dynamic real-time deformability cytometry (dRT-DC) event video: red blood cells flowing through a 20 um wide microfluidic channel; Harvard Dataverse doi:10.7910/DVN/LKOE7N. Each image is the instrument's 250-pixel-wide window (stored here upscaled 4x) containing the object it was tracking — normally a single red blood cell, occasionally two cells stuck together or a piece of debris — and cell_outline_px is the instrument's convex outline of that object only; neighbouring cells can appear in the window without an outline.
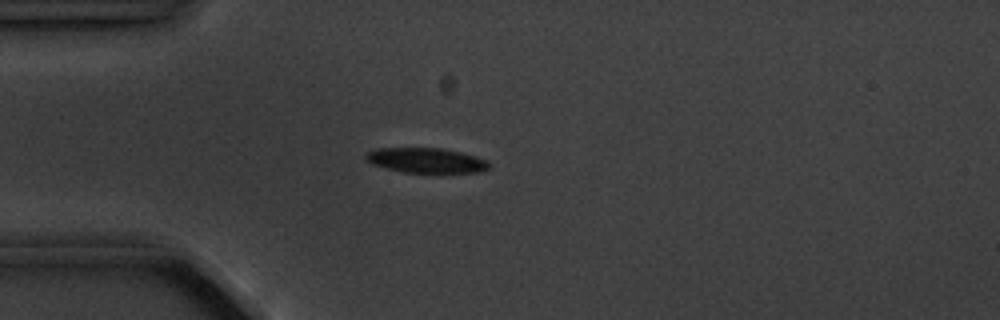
{"species": "common noctule bat (a hibernating species)", "species_latin": "Nyctalus noctula", "temperature_condition": "cold", "stored_images_in_passage": 3, "camera_frame_rate_fps": 3000, "um_per_image_px": 0.085, "animal": {"sex": "male", "body_mass_g": 20.1, "forearm_length_mm": 53.5}, "frame": {"image": 1, "passage_image": 3, "time_ms": 3.333, "image_size_px": [1000, 320], "cell_outline_px": [[488, 168], [480, 172], [404, 172], [372, 164], [364, 156], [368, 152], [376, 148], [440, 148], [460, 152], [476, 156], [488, 160]], "centroid_in_image_um": [36.23, 13.62], "position_along_channel_um": 48.8, "area_um2": 17.63}}